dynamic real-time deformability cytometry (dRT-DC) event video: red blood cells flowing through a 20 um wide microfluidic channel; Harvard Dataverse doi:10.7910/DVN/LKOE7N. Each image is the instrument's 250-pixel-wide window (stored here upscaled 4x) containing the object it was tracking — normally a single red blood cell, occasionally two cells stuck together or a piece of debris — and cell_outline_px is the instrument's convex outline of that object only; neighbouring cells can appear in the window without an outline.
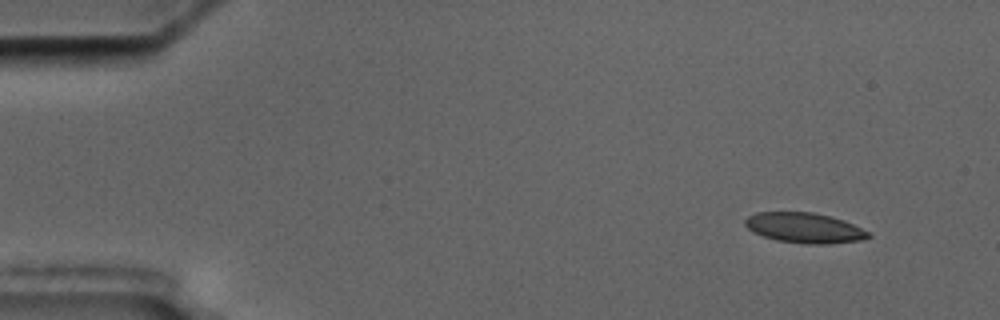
{"species": "common noctule bat (a hibernating species)", "species_latin": "Nyctalus noctula", "temperature_condition": "cold", "stored_images_in_passage": 10, "camera_frame_rate_fps": 3000, "um_per_image_px": 0.085, "animal": {"sex": "male", "body_mass_g": 17.5, "forearm_length_mm": 52.3}, "frame": {"image": 1, "passage_image": 1, "time_ms": 0.0, "image_size_px": [1000, 320], "cell_outline_px": [[872, 236], [860, 240], [828, 244], [808, 244], [776, 240], [752, 232], [744, 224], [744, 220], [748, 216], [756, 212], [812, 212], [844, 220], [868, 232]], "centroid_in_image_um": [68.34, 19.37], "position_along_channel_um": 16.7, "area_um2": 21.56}}
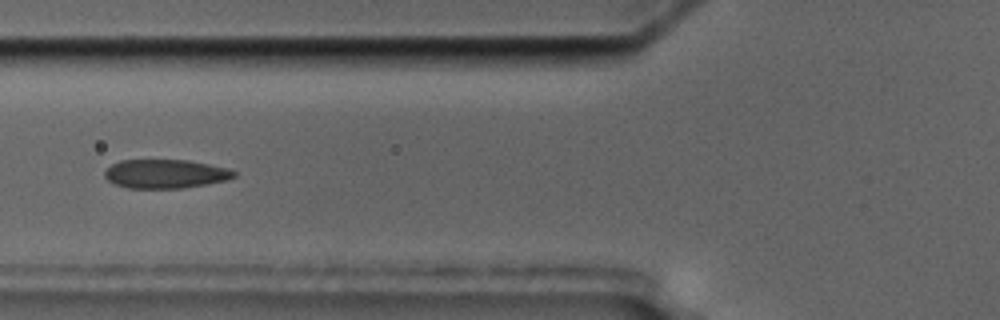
{"frame": {"image": 2, "passage_image": 6, "time_ms": 5.667, "image_size_px": [1000, 320], "cell_outline_px": [[236, 176], [224, 180], [184, 188], [128, 188], [116, 184], [108, 180], [104, 176], [104, 172], [112, 164], [120, 160], [188, 160], [228, 168], [236, 172]], "centroid_in_image_um": [14.04, 14.77], "position_along_channel_um": 111.8, "area_um2": 21.56}}
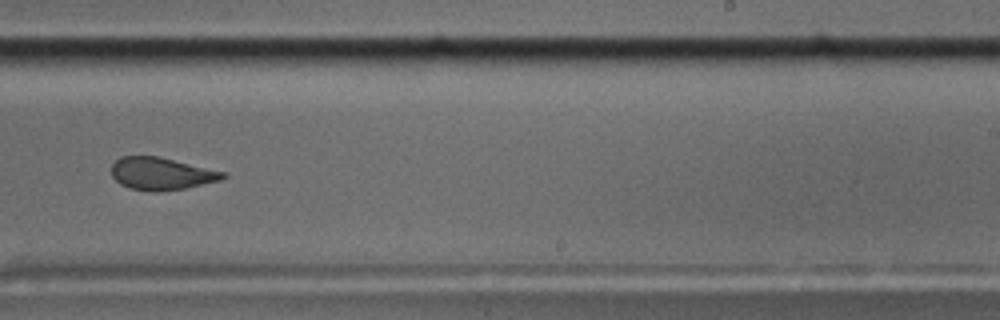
{"frame": {"image": 3, "passage_image": 10, "time_ms": 10.333, "image_size_px": [1000, 320], "cell_outline_px": [[228, 176], [220, 180], [184, 188], [156, 192], [152, 192], [128, 188], [120, 184], [112, 176], [112, 164], [120, 156], [160, 156], [228, 172]], "centroid_in_image_um": [13.74, 14.75], "position_along_channel_um": 275.3, "area_um2": 21.33}}